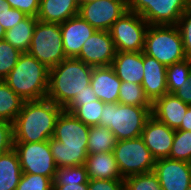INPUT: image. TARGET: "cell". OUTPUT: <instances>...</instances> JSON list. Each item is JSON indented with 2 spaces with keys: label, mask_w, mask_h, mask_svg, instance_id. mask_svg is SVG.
Masks as SVG:
<instances>
[{
  "label": "cell",
  "mask_w": 191,
  "mask_h": 190,
  "mask_svg": "<svg viewBox=\"0 0 191 190\" xmlns=\"http://www.w3.org/2000/svg\"><path fill=\"white\" fill-rule=\"evenodd\" d=\"M149 24L137 13L127 11L110 28L116 51H143Z\"/></svg>",
  "instance_id": "10"
},
{
  "label": "cell",
  "mask_w": 191,
  "mask_h": 190,
  "mask_svg": "<svg viewBox=\"0 0 191 190\" xmlns=\"http://www.w3.org/2000/svg\"><path fill=\"white\" fill-rule=\"evenodd\" d=\"M88 190H125L124 179H89Z\"/></svg>",
  "instance_id": "37"
},
{
  "label": "cell",
  "mask_w": 191,
  "mask_h": 190,
  "mask_svg": "<svg viewBox=\"0 0 191 190\" xmlns=\"http://www.w3.org/2000/svg\"><path fill=\"white\" fill-rule=\"evenodd\" d=\"M177 27L182 36L185 54L188 58H191V0L189 1L187 10L179 19Z\"/></svg>",
  "instance_id": "35"
},
{
  "label": "cell",
  "mask_w": 191,
  "mask_h": 190,
  "mask_svg": "<svg viewBox=\"0 0 191 190\" xmlns=\"http://www.w3.org/2000/svg\"><path fill=\"white\" fill-rule=\"evenodd\" d=\"M143 81L141 83L146 97L151 103L168 93L166 82L167 67L154 57L143 53Z\"/></svg>",
  "instance_id": "17"
},
{
  "label": "cell",
  "mask_w": 191,
  "mask_h": 190,
  "mask_svg": "<svg viewBox=\"0 0 191 190\" xmlns=\"http://www.w3.org/2000/svg\"><path fill=\"white\" fill-rule=\"evenodd\" d=\"M174 135V129L169 128L166 124L151 116L145 123L141 137L153 157L157 160L169 158Z\"/></svg>",
  "instance_id": "15"
},
{
  "label": "cell",
  "mask_w": 191,
  "mask_h": 190,
  "mask_svg": "<svg viewBox=\"0 0 191 190\" xmlns=\"http://www.w3.org/2000/svg\"><path fill=\"white\" fill-rule=\"evenodd\" d=\"M111 67L121 81L141 84L143 81V52L117 51Z\"/></svg>",
  "instance_id": "20"
},
{
  "label": "cell",
  "mask_w": 191,
  "mask_h": 190,
  "mask_svg": "<svg viewBox=\"0 0 191 190\" xmlns=\"http://www.w3.org/2000/svg\"><path fill=\"white\" fill-rule=\"evenodd\" d=\"M93 67L75 57L65 58L49 69L47 97L57 105L65 107L76 94L82 93L91 83Z\"/></svg>",
  "instance_id": "3"
},
{
  "label": "cell",
  "mask_w": 191,
  "mask_h": 190,
  "mask_svg": "<svg viewBox=\"0 0 191 190\" xmlns=\"http://www.w3.org/2000/svg\"><path fill=\"white\" fill-rule=\"evenodd\" d=\"M174 94L185 104L191 105V70L189 72L188 80H186Z\"/></svg>",
  "instance_id": "41"
},
{
  "label": "cell",
  "mask_w": 191,
  "mask_h": 190,
  "mask_svg": "<svg viewBox=\"0 0 191 190\" xmlns=\"http://www.w3.org/2000/svg\"><path fill=\"white\" fill-rule=\"evenodd\" d=\"M24 102L4 80H0V120L13 123Z\"/></svg>",
  "instance_id": "27"
},
{
  "label": "cell",
  "mask_w": 191,
  "mask_h": 190,
  "mask_svg": "<svg viewBox=\"0 0 191 190\" xmlns=\"http://www.w3.org/2000/svg\"><path fill=\"white\" fill-rule=\"evenodd\" d=\"M190 70L191 58H186L181 62L167 66L166 82L168 93L174 94L179 90L180 86L188 80Z\"/></svg>",
  "instance_id": "29"
},
{
  "label": "cell",
  "mask_w": 191,
  "mask_h": 190,
  "mask_svg": "<svg viewBox=\"0 0 191 190\" xmlns=\"http://www.w3.org/2000/svg\"><path fill=\"white\" fill-rule=\"evenodd\" d=\"M113 154L123 178L154 171L156 159L141 136L117 141Z\"/></svg>",
  "instance_id": "8"
},
{
  "label": "cell",
  "mask_w": 191,
  "mask_h": 190,
  "mask_svg": "<svg viewBox=\"0 0 191 190\" xmlns=\"http://www.w3.org/2000/svg\"><path fill=\"white\" fill-rule=\"evenodd\" d=\"M118 102L131 106H152L141 84L121 81Z\"/></svg>",
  "instance_id": "28"
},
{
  "label": "cell",
  "mask_w": 191,
  "mask_h": 190,
  "mask_svg": "<svg viewBox=\"0 0 191 190\" xmlns=\"http://www.w3.org/2000/svg\"><path fill=\"white\" fill-rule=\"evenodd\" d=\"M79 14L78 0H40L38 21L61 24Z\"/></svg>",
  "instance_id": "21"
},
{
  "label": "cell",
  "mask_w": 191,
  "mask_h": 190,
  "mask_svg": "<svg viewBox=\"0 0 191 190\" xmlns=\"http://www.w3.org/2000/svg\"><path fill=\"white\" fill-rule=\"evenodd\" d=\"M92 1H95V0H78V4L79 6L82 5V4H86L88 2H92Z\"/></svg>",
  "instance_id": "45"
},
{
  "label": "cell",
  "mask_w": 191,
  "mask_h": 190,
  "mask_svg": "<svg viewBox=\"0 0 191 190\" xmlns=\"http://www.w3.org/2000/svg\"><path fill=\"white\" fill-rule=\"evenodd\" d=\"M23 173L40 174L51 178L56 176L57 166L49 146V140L42 142H14Z\"/></svg>",
  "instance_id": "11"
},
{
  "label": "cell",
  "mask_w": 191,
  "mask_h": 190,
  "mask_svg": "<svg viewBox=\"0 0 191 190\" xmlns=\"http://www.w3.org/2000/svg\"><path fill=\"white\" fill-rule=\"evenodd\" d=\"M85 167L89 179H124L121 176L113 152L88 154Z\"/></svg>",
  "instance_id": "22"
},
{
  "label": "cell",
  "mask_w": 191,
  "mask_h": 190,
  "mask_svg": "<svg viewBox=\"0 0 191 190\" xmlns=\"http://www.w3.org/2000/svg\"><path fill=\"white\" fill-rule=\"evenodd\" d=\"M95 100H98V98L91 85H88L86 90L74 96V98L64 107V110L71 113L76 107L81 105V102H91Z\"/></svg>",
  "instance_id": "39"
},
{
  "label": "cell",
  "mask_w": 191,
  "mask_h": 190,
  "mask_svg": "<svg viewBox=\"0 0 191 190\" xmlns=\"http://www.w3.org/2000/svg\"><path fill=\"white\" fill-rule=\"evenodd\" d=\"M22 52L5 40H0V80H4L16 65Z\"/></svg>",
  "instance_id": "33"
},
{
  "label": "cell",
  "mask_w": 191,
  "mask_h": 190,
  "mask_svg": "<svg viewBox=\"0 0 191 190\" xmlns=\"http://www.w3.org/2000/svg\"><path fill=\"white\" fill-rule=\"evenodd\" d=\"M142 52L166 67L188 58L177 25H149Z\"/></svg>",
  "instance_id": "6"
},
{
  "label": "cell",
  "mask_w": 191,
  "mask_h": 190,
  "mask_svg": "<svg viewBox=\"0 0 191 190\" xmlns=\"http://www.w3.org/2000/svg\"><path fill=\"white\" fill-rule=\"evenodd\" d=\"M127 11V0H95L79 6V15L96 30L104 31Z\"/></svg>",
  "instance_id": "12"
},
{
  "label": "cell",
  "mask_w": 191,
  "mask_h": 190,
  "mask_svg": "<svg viewBox=\"0 0 191 190\" xmlns=\"http://www.w3.org/2000/svg\"><path fill=\"white\" fill-rule=\"evenodd\" d=\"M190 105L175 94L166 93L152 103L151 115L169 128L178 129Z\"/></svg>",
  "instance_id": "18"
},
{
  "label": "cell",
  "mask_w": 191,
  "mask_h": 190,
  "mask_svg": "<svg viewBox=\"0 0 191 190\" xmlns=\"http://www.w3.org/2000/svg\"><path fill=\"white\" fill-rule=\"evenodd\" d=\"M63 50L67 58L77 57L85 41L96 31L79 14L60 24Z\"/></svg>",
  "instance_id": "16"
},
{
  "label": "cell",
  "mask_w": 191,
  "mask_h": 190,
  "mask_svg": "<svg viewBox=\"0 0 191 190\" xmlns=\"http://www.w3.org/2000/svg\"><path fill=\"white\" fill-rule=\"evenodd\" d=\"M116 143L117 139L108 127L100 124L90 126L87 142L88 154L113 152Z\"/></svg>",
  "instance_id": "26"
},
{
  "label": "cell",
  "mask_w": 191,
  "mask_h": 190,
  "mask_svg": "<svg viewBox=\"0 0 191 190\" xmlns=\"http://www.w3.org/2000/svg\"><path fill=\"white\" fill-rule=\"evenodd\" d=\"M178 130L191 131V105L188 107Z\"/></svg>",
  "instance_id": "42"
},
{
  "label": "cell",
  "mask_w": 191,
  "mask_h": 190,
  "mask_svg": "<svg viewBox=\"0 0 191 190\" xmlns=\"http://www.w3.org/2000/svg\"><path fill=\"white\" fill-rule=\"evenodd\" d=\"M4 82L23 100L47 97L49 69L29 53H22Z\"/></svg>",
  "instance_id": "4"
},
{
  "label": "cell",
  "mask_w": 191,
  "mask_h": 190,
  "mask_svg": "<svg viewBox=\"0 0 191 190\" xmlns=\"http://www.w3.org/2000/svg\"><path fill=\"white\" fill-rule=\"evenodd\" d=\"M10 8H11V6L7 3L6 0H0V18Z\"/></svg>",
  "instance_id": "43"
},
{
  "label": "cell",
  "mask_w": 191,
  "mask_h": 190,
  "mask_svg": "<svg viewBox=\"0 0 191 190\" xmlns=\"http://www.w3.org/2000/svg\"><path fill=\"white\" fill-rule=\"evenodd\" d=\"M125 190H162L154 172L131 175L124 178Z\"/></svg>",
  "instance_id": "32"
},
{
  "label": "cell",
  "mask_w": 191,
  "mask_h": 190,
  "mask_svg": "<svg viewBox=\"0 0 191 190\" xmlns=\"http://www.w3.org/2000/svg\"><path fill=\"white\" fill-rule=\"evenodd\" d=\"M190 0H127L129 11L149 25H177Z\"/></svg>",
  "instance_id": "9"
},
{
  "label": "cell",
  "mask_w": 191,
  "mask_h": 190,
  "mask_svg": "<svg viewBox=\"0 0 191 190\" xmlns=\"http://www.w3.org/2000/svg\"><path fill=\"white\" fill-rule=\"evenodd\" d=\"M90 126L65 110L59 115L49 146L57 168L85 165Z\"/></svg>",
  "instance_id": "1"
},
{
  "label": "cell",
  "mask_w": 191,
  "mask_h": 190,
  "mask_svg": "<svg viewBox=\"0 0 191 190\" xmlns=\"http://www.w3.org/2000/svg\"><path fill=\"white\" fill-rule=\"evenodd\" d=\"M16 190H53V180L40 174L23 173Z\"/></svg>",
  "instance_id": "34"
},
{
  "label": "cell",
  "mask_w": 191,
  "mask_h": 190,
  "mask_svg": "<svg viewBox=\"0 0 191 190\" xmlns=\"http://www.w3.org/2000/svg\"><path fill=\"white\" fill-rule=\"evenodd\" d=\"M26 17L27 15L24 12L15 8H10L1 16L0 24L4 27L5 31H7Z\"/></svg>",
  "instance_id": "40"
},
{
  "label": "cell",
  "mask_w": 191,
  "mask_h": 190,
  "mask_svg": "<svg viewBox=\"0 0 191 190\" xmlns=\"http://www.w3.org/2000/svg\"><path fill=\"white\" fill-rule=\"evenodd\" d=\"M27 53L48 69L67 58L63 50L60 24L37 21Z\"/></svg>",
  "instance_id": "7"
},
{
  "label": "cell",
  "mask_w": 191,
  "mask_h": 190,
  "mask_svg": "<svg viewBox=\"0 0 191 190\" xmlns=\"http://www.w3.org/2000/svg\"><path fill=\"white\" fill-rule=\"evenodd\" d=\"M169 158L191 163V131L175 130Z\"/></svg>",
  "instance_id": "30"
},
{
  "label": "cell",
  "mask_w": 191,
  "mask_h": 190,
  "mask_svg": "<svg viewBox=\"0 0 191 190\" xmlns=\"http://www.w3.org/2000/svg\"><path fill=\"white\" fill-rule=\"evenodd\" d=\"M153 172L162 190H187L191 185V163L161 158L156 160Z\"/></svg>",
  "instance_id": "14"
},
{
  "label": "cell",
  "mask_w": 191,
  "mask_h": 190,
  "mask_svg": "<svg viewBox=\"0 0 191 190\" xmlns=\"http://www.w3.org/2000/svg\"><path fill=\"white\" fill-rule=\"evenodd\" d=\"M85 165L57 168L53 190H88Z\"/></svg>",
  "instance_id": "23"
},
{
  "label": "cell",
  "mask_w": 191,
  "mask_h": 190,
  "mask_svg": "<svg viewBox=\"0 0 191 190\" xmlns=\"http://www.w3.org/2000/svg\"><path fill=\"white\" fill-rule=\"evenodd\" d=\"M90 85L103 103H118L121 80L111 66L93 67Z\"/></svg>",
  "instance_id": "19"
},
{
  "label": "cell",
  "mask_w": 191,
  "mask_h": 190,
  "mask_svg": "<svg viewBox=\"0 0 191 190\" xmlns=\"http://www.w3.org/2000/svg\"><path fill=\"white\" fill-rule=\"evenodd\" d=\"M104 104L99 99L91 102H81V105L76 107L71 113L85 125H99Z\"/></svg>",
  "instance_id": "31"
},
{
  "label": "cell",
  "mask_w": 191,
  "mask_h": 190,
  "mask_svg": "<svg viewBox=\"0 0 191 190\" xmlns=\"http://www.w3.org/2000/svg\"><path fill=\"white\" fill-rule=\"evenodd\" d=\"M23 172L14 149L0 155V190H16Z\"/></svg>",
  "instance_id": "24"
},
{
  "label": "cell",
  "mask_w": 191,
  "mask_h": 190,
  "mask_svg": "<svg viewBox=\"0 0 191 190\" xmlns=\"http://www.w3.org/2000/svg\"><path fill=\"white\" fill-rule=\"evenodd\" d=\"M116 52L109 31L96 30L85 41L76 58L91 67L111 66Z\"/></svg>",
  "instance_id": "13"
},
{
  "label": "cell",
  "mask_w": 191,
  "mask_h": 190,
  "mask_svg": "<svg viewBox=\"0 0 191 190\" xmlns=\"http://www.w3.org/2000/svg\"><path fill=\"white\" fill-rule=\"evenodd\" d=\"M13 146V124L0 120V155L9 152Z\"/></svg>",
  "instance_id": "36"
},
{
  "label": "cell",
  "mask_w": 191,
  "mask_h": 190,
  "mask_svg": "<svg viewBox=\"0 0 191 190\" xmlns=\"http://www.w3.org/2000/svg\"><path fill=\"white\" fill-rule=\"evenodd\" d=\"M152 106H131L118 103H105L100 125L108 127L117 141L140 137Z\"/></svg>",
  "instance_id": "5"
},
{
  "label": "cell",
  "mask_w": 191,
  "mask_h": 190,
  "mask_svg": "<svg viewBox=\"0 0 191 190\" xmlns=\"http://www.w3.org/2000/svg\"><path fill=\"white\" fill-rule=\"evenodd\" d=\"M37 21V17L27 16L13 28L5 32L4 40L20 52L27 53Z\"/></svg>",
  "instance_id": "25"
},
{
  "label": "cell",
  "mask_w": 191,
  "mask_h": 190,
  "mask_svg": "<svg viewBox=\"0 0 191 190\" xmlns=\"http://www.w3.org/2000/svg\"><path fill=\"white\" fill-rule=\"evenodd\" d=\"M11 8L24 12L27 16L37 17L40 0H6Z\"/></svg>",
  "instance_id": "38"
},
{
  "label": "cell",
  "mask_w": 191,
  "mask_h": 190,
  "mask_svg": "<svg viewBox=\"0 0 191 190\" xmlns=\"http://www.w3.org/2000/svg\"><path fill=\"white\" fill-rule=\"evenodd\" d=\"M5 32L4 27L0 24V40H4Z\"/></svg>",
  "instance_id": "44"
},
{
  "label": "cell",
  "mask_w": 191,
  "mask_h": 190,
  "mask_svg": "<svg viewBox=\"0 0 191 190\" xmlns=\"http://www.w3.org/2000/svg\"><path fill=\"white\" fill-rule=\"evenodd\" d=\"M64 110L52 100L25 101L13 124L14 142H42L53 137L56 121Z\"/></svg>",
  "instance_id": "2"
}]
</instances>
